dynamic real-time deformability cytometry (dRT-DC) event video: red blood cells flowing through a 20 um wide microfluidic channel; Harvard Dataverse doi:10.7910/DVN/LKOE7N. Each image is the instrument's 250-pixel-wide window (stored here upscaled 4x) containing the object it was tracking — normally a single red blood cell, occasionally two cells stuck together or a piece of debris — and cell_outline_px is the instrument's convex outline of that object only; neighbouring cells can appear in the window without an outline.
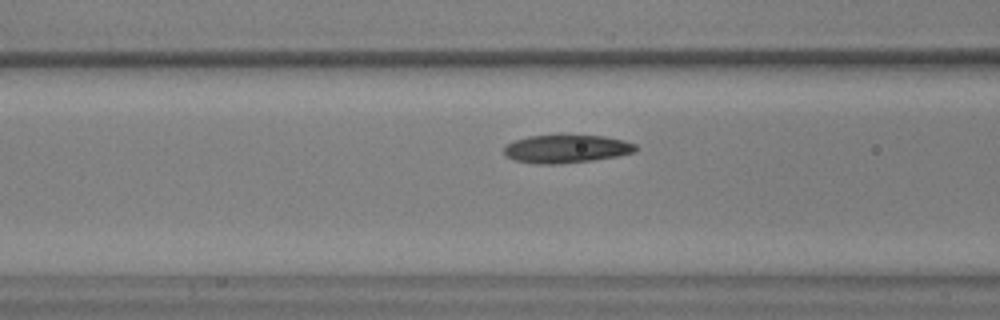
{"species": "common noctule bat (a hibernating species)", "species_latin": "Nyctalus noctula", "temperature_condition": "warm", "stored_images_in_passage": 27, "camera_frame_rate_fps": 3000, "um_per_image_px": 0.085, "animal": {"sex": "male", "body_mass_g": 17.9, "forearm_length_mm": 54.2}, "frame": {"image": 1, "passage_image": 13, "time_ms": 4.0, "image_size_px": [1000, 320], "cell_outline_px": [[636, 152], [616, 156], [592, 160], [560, 164], [536, 164], [512, 160], [504, 156], [504, 144], [528, 136], [560, 132], [604, 136], [624, 140], [636, 144]], "centroid_in_image_um": [48.09, 12.61], "position_along_channel_um": 118.5, "area_um2": 22.66}}
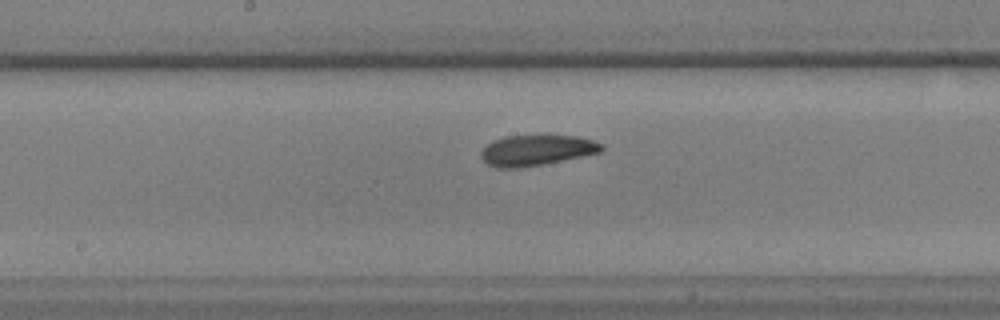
{"frame": {"image": 2, "passage_image": 19, "time_ms": 6.0, "image_size_px": [1000, 320], "cell_outline_px": [[604, 148], [600, 152], [544, 164], [516, 168], [496, 168], [488, 164], [480, 156], [480, 152], [492, 140], [504, 136], [580, 136], [604, 144]], "centroid_in_image_um": [45.6, 12.77], "position_along_channel_um": 202.6, "area_um2": 21.39}}
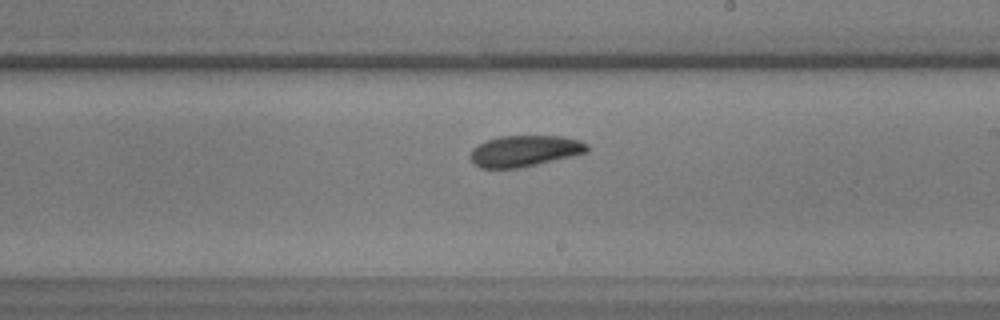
{"frame": {"image": 3, "passage_image": 22, "time_ms": 7.0, "image_size_px": [1000, 320], "cell_outline_px": [[588, 152], [572, 156], [520, 168], [480, 168], [472, 164], [472, 148], [488, 140], [500, 136], [560, 136], [580, 140], [588, 144]], "centroid_in_image_um": [44.61, 12.83], "position_along_channel_um": 244.4, "area_um2": 21.1}}